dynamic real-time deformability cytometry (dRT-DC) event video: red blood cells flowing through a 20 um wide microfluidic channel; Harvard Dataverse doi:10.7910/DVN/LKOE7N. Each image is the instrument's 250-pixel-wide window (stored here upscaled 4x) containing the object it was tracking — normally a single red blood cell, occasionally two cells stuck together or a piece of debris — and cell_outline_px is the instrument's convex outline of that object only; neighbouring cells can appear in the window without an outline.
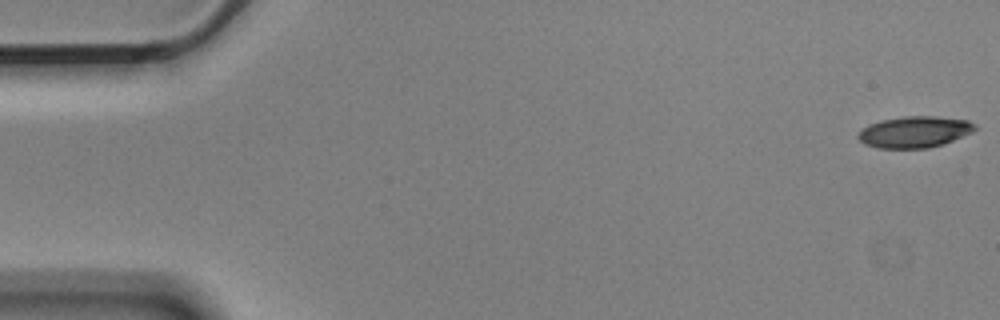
{"species": "Egyptian fruit bat (a non-hibernating species)", "species_latin": "Rousettus aegyptiacus", "temperature_condition": "cold", "stored_images_in_passage": 56, "camera_frame_rate_fps": 3000, "um_per_image_px": 0.085, "animal": {"sex": "male"}, "frame": {"image": 1, "passage_image": 1, "time_ms": 0.0, "image_size_px": [1000, 320], "cell_outline_px": [[976, 128], [972, 132], [952, 140], [928, 148], [876, 148], [864, 144], [856, 136], [868, 124], [880, 120], [904, 116], [936, 116], [968, 120], [976, 124]], "centroid_in_image_um": [77.71, 11.2], "position_along_channel_um": 7.3, "area_um2": 21.27}}
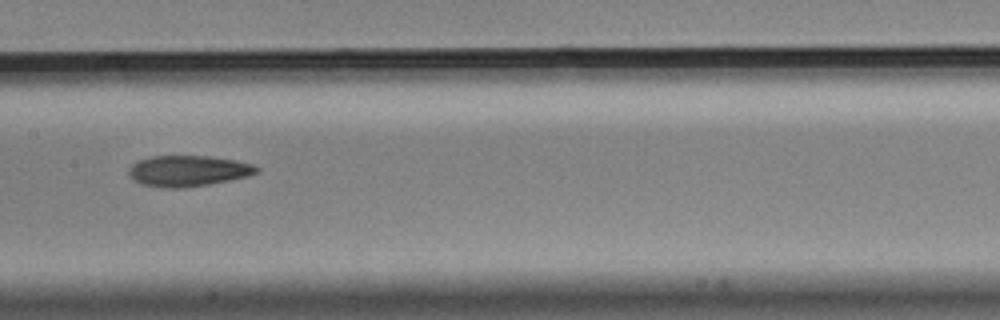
{"frame": {"image": 2, "passage_image": 28, "time_ms": 9.0, "image_size_px": [1000, 320], "cell_outline_px": [[260, 172], [248, 176], [208, 184], [184, 188], [160, 188], [140, 184], [128, 176], [128, 168], [136, 160], [152, 156], [208, 156], [236, 160], [252, 164], [260, 168]], "centroid_in_image_um": [15.95, 14.53], "position_along_channel_um": 191.5, "area_um2": 23.29}}
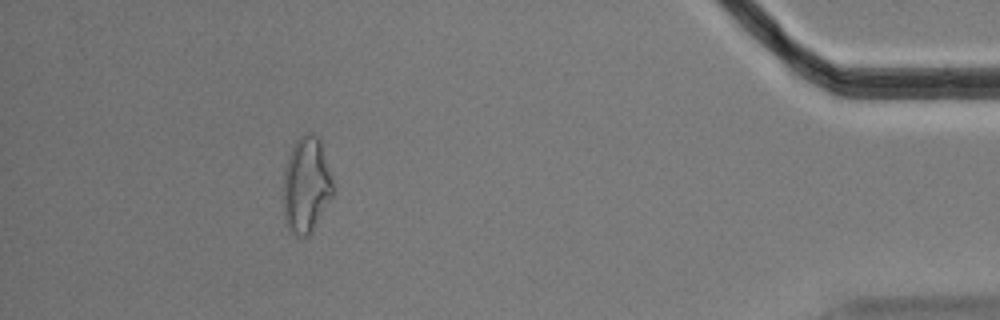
{"frame": {"image": 3, "passage_image": 51, "time_ms": 16.667, "image_size_px": [1000, 320], "cell_outline_px": [[332, 196], [312, 232], [308, 236], [300, 236], [288, 232], [284, 220], [284, 168], [288, 156], [296, 140], [304, 132], [312, 132], [320, 140], [332, 180]], "centroid_in_image_um": [26.01, 15.74], "position_along_channel_um": 409.2, "area_um2": 27.69}, "authors_computed_cell_mechanics": {"area_um2": 22.9466, "velocity_mm_per_s": 3.5578, "shape_relaxation_time_tau1_ms": 8.0023, "shape_relaxation_time_tau2_ms": 7.4977, "deformation_change_tau1": 0.1885, "deformation_change_tau2": 0.1757}}